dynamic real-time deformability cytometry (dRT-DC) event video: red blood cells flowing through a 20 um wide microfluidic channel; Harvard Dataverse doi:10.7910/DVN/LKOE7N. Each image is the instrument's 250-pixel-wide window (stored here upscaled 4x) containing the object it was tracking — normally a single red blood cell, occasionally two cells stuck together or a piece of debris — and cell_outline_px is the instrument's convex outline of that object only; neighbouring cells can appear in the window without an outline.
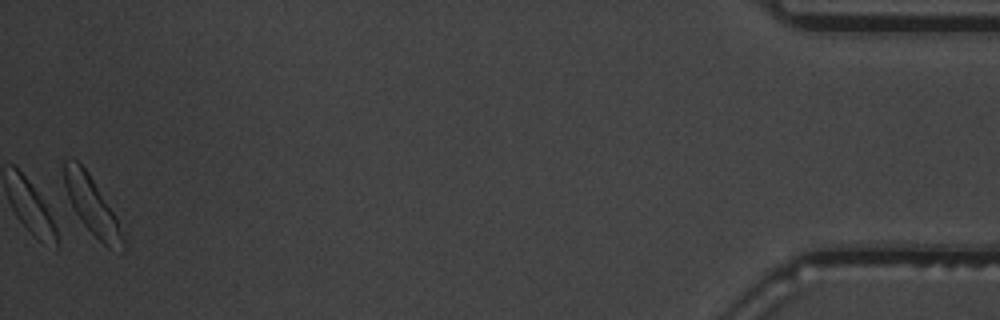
{"species": "common noctule bat (a hibernating species)", "species_latin": "Nyctalus noctula", "temperature_condition": "warm", "stored_images_in_passage": 48, "camera_frame_rate_fps": 3000, "um_per_image_px": 0.085, "animal": {"sex": "male", "body_mass_g": 19.5, "forearm_length_mm": 54.6}, "frame": {"image": 1, "passage_image": 48, "time_ms": 15.667, "image_size_px": [1000, 320], "cell_outline_px": [[124, 252], [108, 248], [84, 224], [76, 212], [68, 196], [64, 184], [64, 160], [76, 160], [88, 172], [116, 216], [124, 240]], "centroid_in_image_um": [7.83, 17.49], "position_along_channel_um": 427.4, "area_um2": 19.02}, "authors_computed_cell_mechanics": {"area_um2": 19.7387, "velocity_mm_per_s": 3.6267, "shape_relaxation_time_tau1_ms": 4.6732, "shape_relaxation_time_tau2_ms": 1.1277, "deformation_change_tau1": 0.1761, "deformation_change_tau2": 0.0475}}